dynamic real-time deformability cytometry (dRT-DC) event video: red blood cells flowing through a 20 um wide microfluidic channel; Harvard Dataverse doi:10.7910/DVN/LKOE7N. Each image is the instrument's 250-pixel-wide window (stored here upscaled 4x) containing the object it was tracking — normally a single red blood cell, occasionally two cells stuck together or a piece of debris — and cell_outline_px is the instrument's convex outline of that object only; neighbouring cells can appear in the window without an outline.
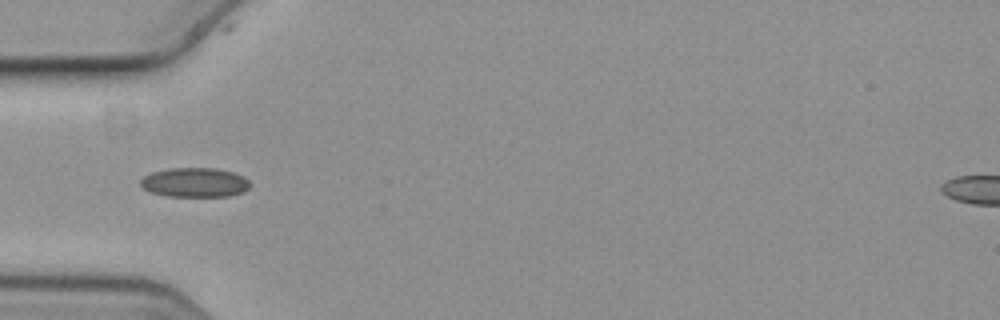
{"species": "common noctule bat (a hibernating species)", "species_latin": "Nyctalus noctula", "temperature_condition": "cold", "stored_images_in_passage": 8, "camera_frame_rate_fps": 3000, "um_per_image_px": 0.085, "animal": {"sex": "female", "body_mass_g": 19.3, "forearm_length_mm": 54.1}, "frame": {"image": 1, "passage_image": 6, "time_ms": 1.667, "image_size_px": [1000, 320], "cell_outline_px": [[248, 188], [244, 192], [228, 196], [168, 196], [148, 192], [140, 184], [140, 180], [144, 176], [152, 172], [168, 168], [216, 168], [232, 172], [244, 176], [248, 180]], "centroid_in_image_um": [16.53, 15.5], "position_along_channel_um": 68.5, "area_um2": 18.79}}
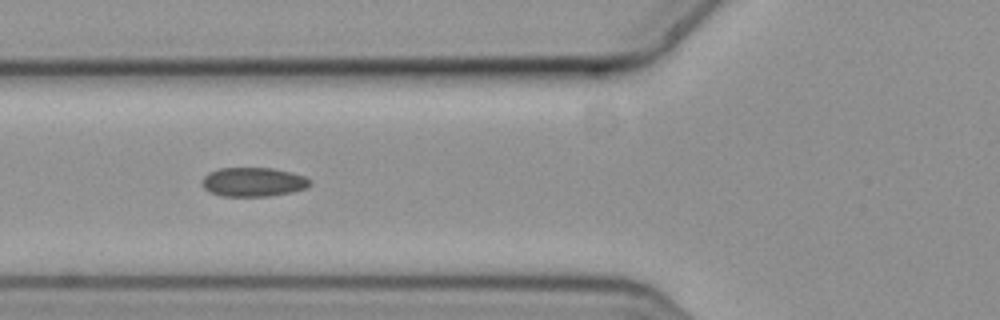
{"frame": {"image": 2, "passage_image": 7, "time_ms": 2.0, "image_size_px": [1000, 320], "cell_outline_px": [[312, 184], [308, 188], [292, 192], [268, 196], [220, 196], [208, 192], [200, 184], [204, 176], [208, 172], [220, 168], [272, 168], [292, 172], [304, 176], [312, 180]], "centroid_in_image_um": [21.53, 15.47], "position_along_channel_um": 104.3, "area_um2": 18.61}}
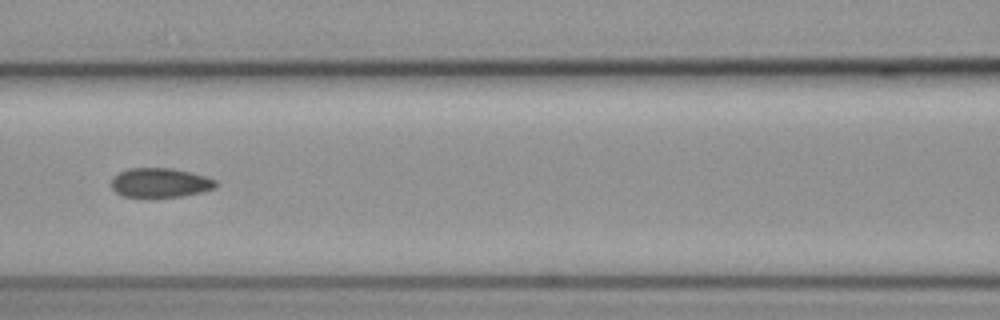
{"frame": {"image": 3, "passage_image": 8, "time_ms": 2.333, "image_size_px": [1000, 320], "cell_outline_px": [[216, 188], [184, 196], [148, 200], [124, 196], [116, 192], [112, 188], [112, 176], [128, 168], [172, 168], [208, 176], [216, 180]], "centroid_in_image_um": [13.6, 15.57], "position_along_channel_um": 153.0, "area_um2": 18.61}}